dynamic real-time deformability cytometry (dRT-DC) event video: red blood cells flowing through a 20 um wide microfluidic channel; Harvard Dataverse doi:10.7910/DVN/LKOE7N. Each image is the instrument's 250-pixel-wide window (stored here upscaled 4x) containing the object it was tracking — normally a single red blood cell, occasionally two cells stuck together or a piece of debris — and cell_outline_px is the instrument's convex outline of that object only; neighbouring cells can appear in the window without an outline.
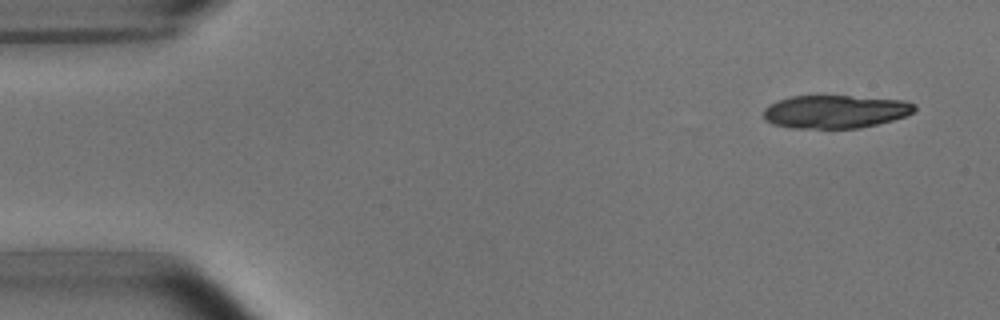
{"species": "common noctule bat (a hibernating species)", "species_latin": "Nyctalus noctula", "temperature_condition": "room temperature", "stored_images_in_passage": 5, "camera_frame_rate_fps": 3000, "um_per_image_px": 0.085, "animal": {"sex": "male", "body_mass_g": 15.6}, "frame": {"image": 1, "passage_image": 1, "time_ms": 0.0, "image_size_px": [1000, 320], "cell_outline_px": [[916, 108], [912, 112], [904, 116], [892, 120], [860, 128], [792, 128], [772, 124], [764, 120], [764, 108], [768, 104], [792, 96], [848, 96], [904, 100], [916, 104]], "centroid_in_image_um": [70.97, 9.49], "position_along_channel_um": 14.0, "area_um2": 29.07}}